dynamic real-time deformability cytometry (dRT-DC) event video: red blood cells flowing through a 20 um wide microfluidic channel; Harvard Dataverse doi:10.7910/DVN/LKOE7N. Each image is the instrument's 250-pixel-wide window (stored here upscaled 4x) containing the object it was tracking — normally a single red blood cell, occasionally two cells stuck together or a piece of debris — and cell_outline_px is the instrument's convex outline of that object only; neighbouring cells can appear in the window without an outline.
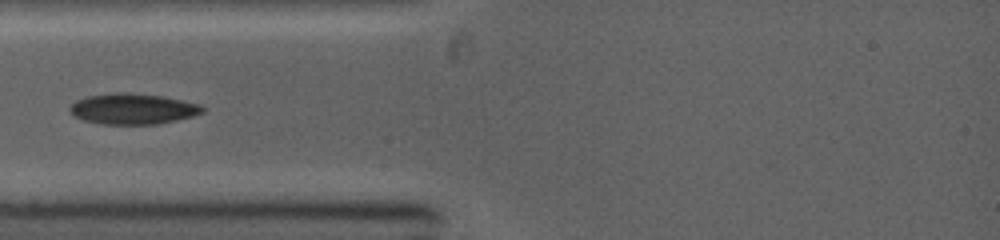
{"species": "common noctule bat (a hibernating species)", "species_latin": "Nyctalus noctula", "temperature_condition": "warm", "stored_images_in_passage": 45, "camera_frame_rate_fps": 5000, "um_per_image_px": 0.085, "animal": {"sex": "female", "body_mass_g": 19.0, "forearm_length_mm": 53.3}, "frame": {"image": 1, "passage_image": 1, "time_ms": 0.0, "image_size_px": [1000, 240], "cell_outline_px": [[204, 112], [192, 116], [176, 120], [156, 124], [104, 124], [84, 120], [76, 116], [68, 108], [76, 100], [88, 96], [116, 92], [124, 92], [164, 96], [200, 104], [204, 108]], "centroid_in_image_um": [11.31, 9.24], "position_along_channel_um": 73.7, "area_um2": 23.58}}
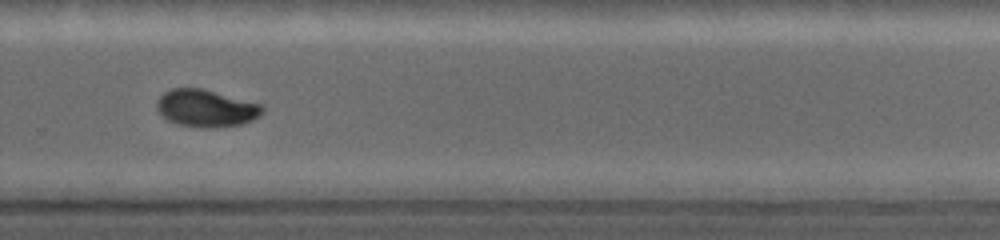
{"frame": {"image": 2, "passage_image": 16, "time_ms": 5.2, "image_size_px": [1000, 240], "cell_outline_px": [[264, 112], [260, 116], [252, 120], [240, 124], [208, 128], [204, 128], [180, 124], [168, 120], [160, 116], [156, 108], [156, 100], [164, 92], [172, 88], [200, 88], [260, 104], [264, 108]], "centroid_in_image_um": [17.47, 9.2], "position_along_channel_um": 312.3, "area_um2": 22.77}}
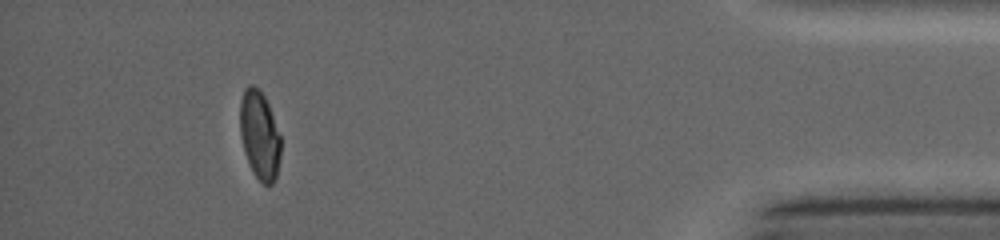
{"frame": {"image": 3, "passage_image": 32, "time_ms": 8.8, "image_size_px": [1000, 240], "cell_outline_px": [[280, 156], [276, 176], [272, 184], [264, 184], [256, 176], [244, 152], [240, 136], [240, 100], [244, 88], [248, 84], [252, 84], [260, 88], [268, 104], [280, 136]], "centroid_in_image_um": [22.04, 11.42], "position_along_channel_um": 413.2, "area_um2": 20.87}}